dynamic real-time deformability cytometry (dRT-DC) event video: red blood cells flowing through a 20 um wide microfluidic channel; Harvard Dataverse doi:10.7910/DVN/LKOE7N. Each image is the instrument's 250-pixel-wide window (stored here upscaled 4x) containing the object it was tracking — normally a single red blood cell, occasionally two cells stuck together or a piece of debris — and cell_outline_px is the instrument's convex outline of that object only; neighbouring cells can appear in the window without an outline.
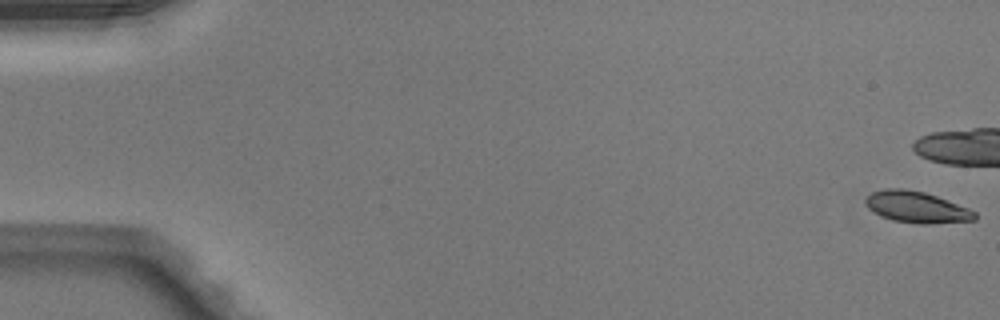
{"species": "Egyptian fruit bat (a non-hibernating species)", "species_latin": "Rousettus aegyptiacus", "temperature_condition": "warm", "stored_images_in_passage": 13, "camera_frame_rate_fps": 3000, "um_per_image_px": 0.085, "animal": {"sex": "male"}, "frame": {"image": 1, "passage_image": 1, "time_ms": 0.0, "image_size_px": [1000, 320], "cell_outline_px": [[976, 220], [928, 224], [920, 224], [892, 220], [880, 216], [868, 208], [864, 204], [864, 200], [872, 192], [884, 188], [904, 188], [924, 192], [936, 196], [968, 208], [976, 212]], "centroid_in_image_um": [77.88, 17.6], "position_along_channel_um": 7.1, "area_um2": 20.0}}